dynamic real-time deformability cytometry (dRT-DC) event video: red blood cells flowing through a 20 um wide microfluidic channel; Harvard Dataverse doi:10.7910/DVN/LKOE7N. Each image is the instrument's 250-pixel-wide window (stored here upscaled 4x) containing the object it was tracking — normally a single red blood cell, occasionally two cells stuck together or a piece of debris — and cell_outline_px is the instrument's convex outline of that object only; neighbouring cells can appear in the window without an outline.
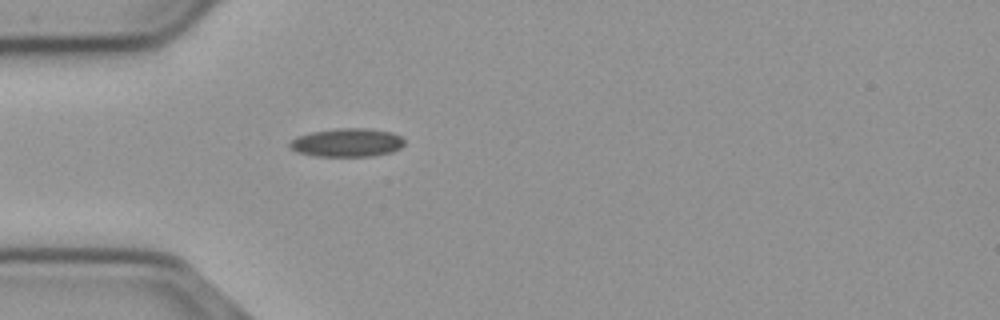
{"species": "common noctule bat (a hibernating species)", "species_latin": "Nyctalus noctula", "temperature_condition": "cold", "stored_images_in_passage": 35, "camera_frame_rate_fps": 3000, "um_per_image_px": 0.085, "animal": {"sex": "male", "body_mass_g": 23.1, "forearm_length_mm": 52.7}, "frame": {"image": 1, "passage_image": 5, "time_ms": 1.333, "image_size_px": [1000, 320], "cell_outline_px": [[404, 144], [400, 148], [392, 152], [372, 156], [316, 156], [296, 152], [288, 144], [296, 136], [312, 132], [336, 128], [368, 128], [392, 132], [400, 136], [404, 140]], "centroid_in_image_um": [29.51, 12.11], "position_along_channel_um": 55.5, "area_um2": 19.07}}
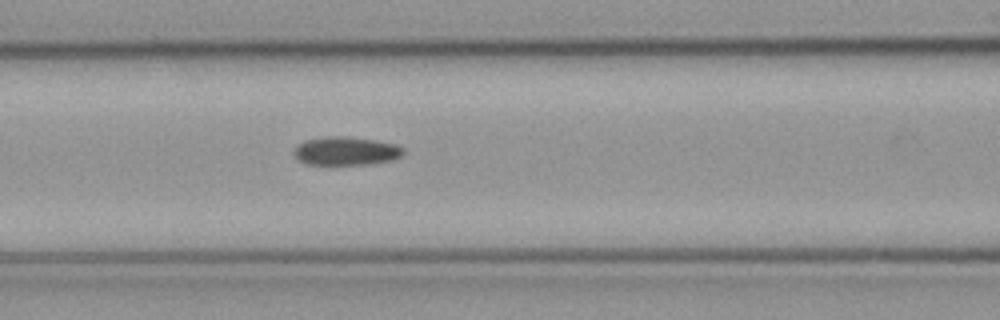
{"frame": {"image": 2, "passage_image": 12, "time_ms": 3.667, "image_size_px": [1000, 320], "cell_outline_px": [[404, 152], [400, 156], [388, 160], [368, 164], [308, 164], [300, 160], [292, 152], [304, 140], [328, 136], [340, 136], [372, 140], [396, 144], [404, 148]], "centroid_in_image_um": [29.4, 12.83], "position_along_channel_um": 137.2, "area_um2": 17.69}}
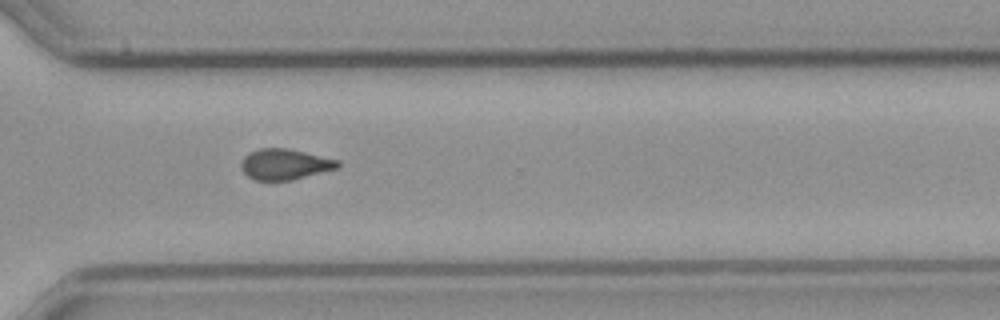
{"frame": {"image": 3, "passage_image": 29, "time_ms": 9.333, "image_size_px": [1000, 320], "cell_outline_px": [[340, 164], [336, 168], [292, 180], [256, 180], [248, 176], [244, 172], [240, 164], [244, 156], [248, 152], [260, 148], [288, 148], [340, 160]], "centroid_in_image_um": [24.19, 13.95], "position_along_channel_um": 346.4, "area_um2": 17.22}, "authors_computed_cell_mechanics": {"area_um2": 17.8602, "velocity_mm_per_s": 3.6968, "shape_relaxation_time_tau1_ms": null, "shape_relaxation_time_tau2_ms": 7.8131, "deformation_change_tau1": null, "deformation_change_tau2": 0.1621}}